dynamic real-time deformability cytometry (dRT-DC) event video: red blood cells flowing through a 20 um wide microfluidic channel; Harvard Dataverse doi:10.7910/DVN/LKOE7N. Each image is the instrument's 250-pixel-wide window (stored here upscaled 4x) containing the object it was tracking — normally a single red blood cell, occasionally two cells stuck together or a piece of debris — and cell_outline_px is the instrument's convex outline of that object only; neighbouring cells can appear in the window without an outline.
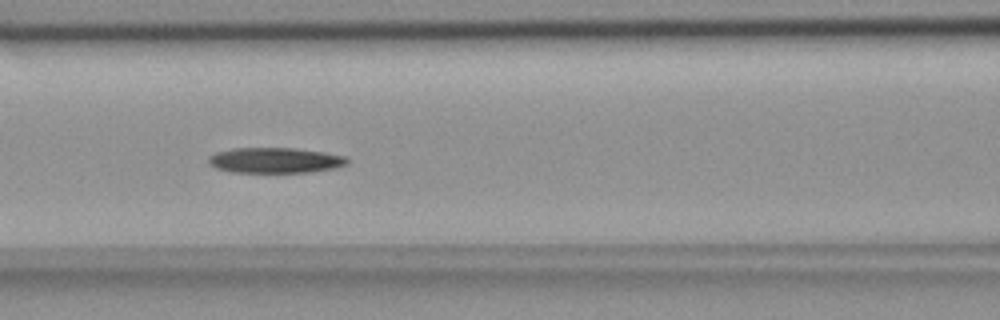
{"species": "common noctule bat (a hibernating species)", "species_latin": "Nyctalus noctula", "temperature_condition": "room temperature", "stored_images_in_passage": 13, "camera_frame_rate_fps": 3000, "um_per_image_px": 0.085, "animal": {"sex": "female", "body_mass_g": 18.4}, "frame": {"image": 1, "passage_image": 10, "time_ms": 3.0, "image_size_px": [1000, 320], "cell_outline_px": [[348, 164], [332, 168], [308, 172], [232, 172], [216, 168], [208, 164], [208, 156], [216, 152], [232, 148], [296, 148], [324, 152], [344, 156], [348, 160]], "centroid_in_image_um": [23.33, 13.62], "position_along_channel_um": 143.3, "area_um2": 20.52}}